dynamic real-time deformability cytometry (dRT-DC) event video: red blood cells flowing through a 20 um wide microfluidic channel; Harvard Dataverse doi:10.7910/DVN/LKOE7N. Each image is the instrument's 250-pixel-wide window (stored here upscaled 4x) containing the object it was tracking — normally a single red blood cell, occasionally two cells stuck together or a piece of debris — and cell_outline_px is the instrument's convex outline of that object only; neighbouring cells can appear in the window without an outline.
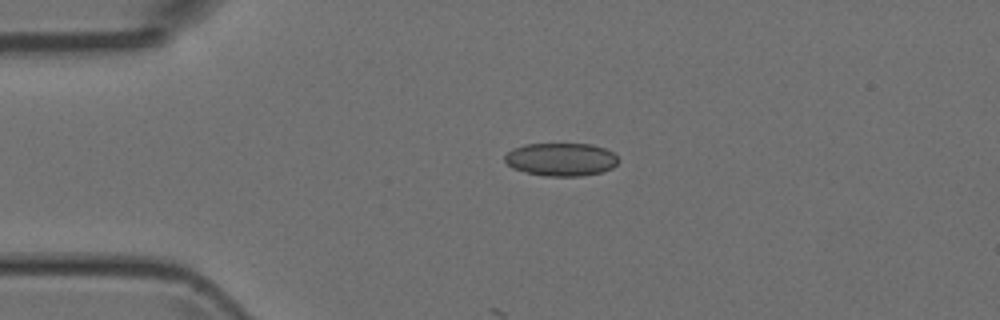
{"species": "Egyptian fruit bat (a non-hibernating species)", "species_latin": "Rousettus aegyptiacus", "temperature_condition": "room temperature", "stored_images_in_passage": 3, "camera_frame_rate_fps": 3000, "um_per_image_px": 0.085, "animal": {"sex": "female"}, "frame": {"image": 1, "passage_image": 2, "time_ms": 1.333, "image_size_px": [1000, 320], "cell_outline_px": [[620, 160], [612, 168], [604, 172], [580, 176], [544, 176], [524, 172], [512, 168], [504, 160], [504, 156], [512, 148], [524, 144], [592, 144], [604, 148], [612, 152]], "centroid_in_image_um": [47.68, 13.55], "position_along_channel_um": 37.3, "area_um2": 22.08}}